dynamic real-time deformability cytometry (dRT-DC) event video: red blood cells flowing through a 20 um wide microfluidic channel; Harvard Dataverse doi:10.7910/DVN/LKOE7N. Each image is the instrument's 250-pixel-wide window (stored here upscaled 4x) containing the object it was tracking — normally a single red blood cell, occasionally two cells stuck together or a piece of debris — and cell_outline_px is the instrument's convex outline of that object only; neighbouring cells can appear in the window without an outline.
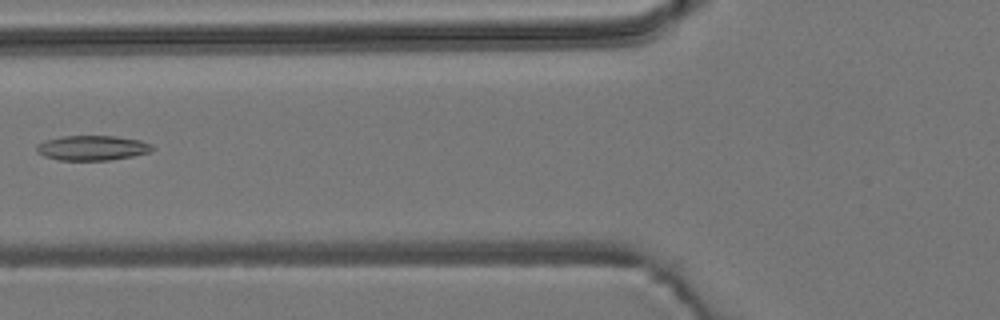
{"species": "common noctule bat (a hibernating species)", "species_latin": "Nyctalus noctula", "temperature_condition": "room temperature", "stored_images_in_passage": 5, "camera_frame_rate_fps": 3000, "um_per_image_px": 0.085, "animal": {"sex": "male", "body_mass_g": 19.2, "forearm_length_mm": 51.8}, "frame": {"image": 1, "passage_image": 4, "time_ms": 3.667, "image_size_px": [1000, 320], "cell_outline_px": [[156, 148], [152, 152], [132, 156], [108, 160], [60, 160], [44, 156], [36, 152], [36, 148], [44, 140], [64, 136], [116, 136], [140, 140], [152, 144]], "centroid_in_image_um": [7.89, 12.57], "position_along_channel_um": 117.9, "area_um2": 16.82}}
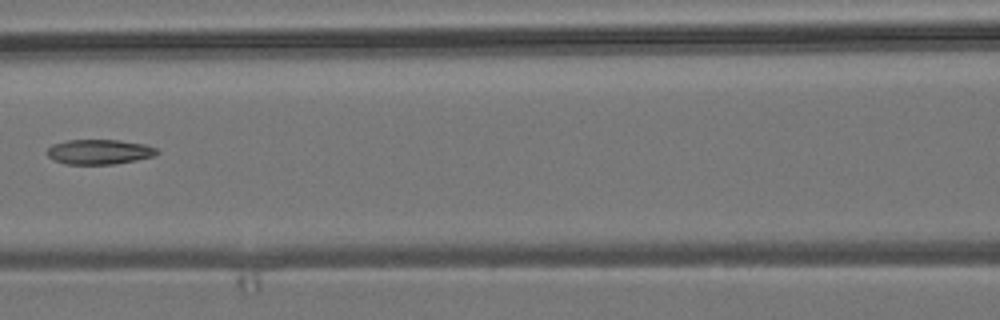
{"frame": {"image": 2, "passage_image": 5, "time_ms": 4.667, "image_size_px": [1000, 320], "cell_outline_px": [[160, 152], [156, 156], [116, 164], [64, 164], [48, 156], [48, 148], [52, 144], [68, 140], [120, 140], [144, 144], [156, 148]], "centroid_in_image_um": [8.48, 12.91], "position_along_channel_um": 158.1, "area_um2": 15.95}}